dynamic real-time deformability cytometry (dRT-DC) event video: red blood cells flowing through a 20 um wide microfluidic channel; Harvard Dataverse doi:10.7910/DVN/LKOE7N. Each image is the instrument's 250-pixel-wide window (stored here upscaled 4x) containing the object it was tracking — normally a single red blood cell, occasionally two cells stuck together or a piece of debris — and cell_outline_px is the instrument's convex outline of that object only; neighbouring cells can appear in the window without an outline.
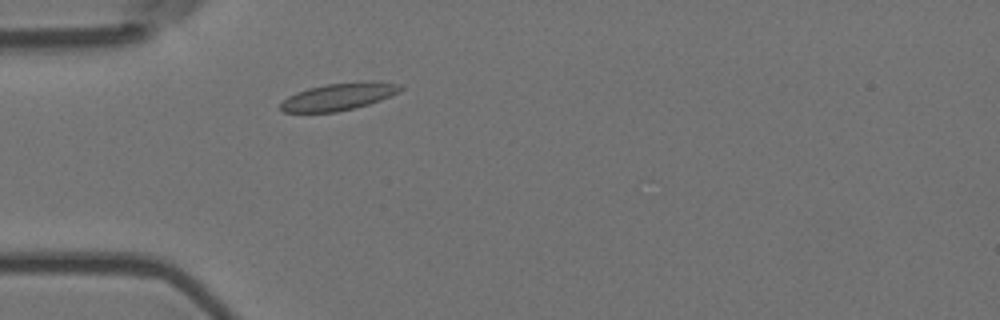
{"species": "Egyptian fruit bat (a non-hibernating species)", "species_latin": "Rousettus aegyptiacus", "temperature_condition": "room temperature", "stored_images_in_passage": 3, "camera_frame_rate_fps": 3000, "um_per_image_px": 0.085, "animal": {"sex": "female"}, "frame": {"image": 1, "passage_image": 3, "time_ms": 0.667, "image_size_px": [1000, 320], "cell_outline_px": [[404, 88], [380, 100], [368, 104], [336, 112], [284, 112], [280, 108], [280, 104], [288, 96], [296, 92], [308, 88], [328, 84], [360, 80], [372, 80], [400, 84]], "centroid_in_image_um": [28.79, 8.19], "position_along_channel_um": 56.2, "area_um2": 18.96}}